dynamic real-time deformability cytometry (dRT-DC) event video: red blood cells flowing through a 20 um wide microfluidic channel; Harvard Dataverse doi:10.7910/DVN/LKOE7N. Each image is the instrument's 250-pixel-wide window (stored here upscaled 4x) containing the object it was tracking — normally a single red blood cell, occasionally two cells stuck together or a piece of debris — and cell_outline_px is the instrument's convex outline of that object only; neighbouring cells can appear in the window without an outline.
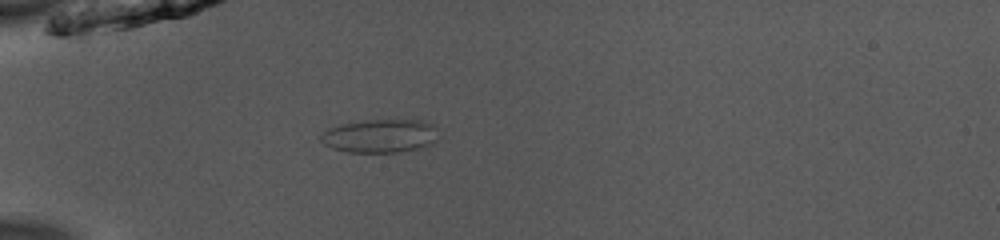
{"species": "common noctule bat (a hibernating species)", "species_latin": "Nyctalus noctula", "temperature_condition": "room temperature", "stored_images_in_passage": 37, "camera_frame_rate_fps": 3000, "um_per_image_px": 0.085, "animal": {"sex": "male", "body_mass_g": 13.0, "forearm_length_mm": 53.1}, "frame": {"image": 1, "passage_image": 1, "time_ms": 0.0, "image_size_px": [1000, 240], "cell_outline_px": [[436, 140], [432, 144], [416, 148], [396, 152], [348, 152], [332, 148], [324, 144], [320, 140], [320, 136], [328, 128], [340, 124], [360, 120], [424, 120], [432, 124]], "centroid_in_image_um": [32.24, 11.54], "position_along_channel_um": 52.8, "area_um2": 22.72}}
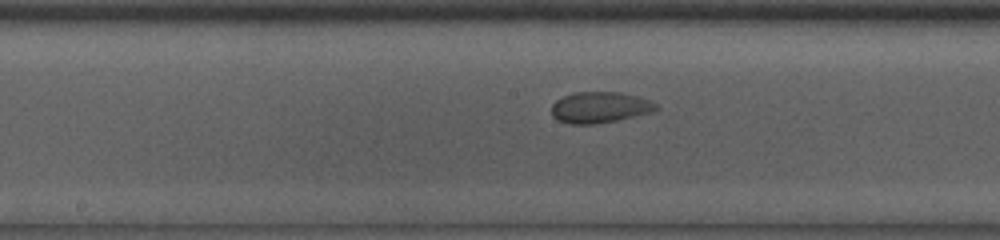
{"frame": {"image": 2, "passage_image": 13, "time_ms": 4.0, "image_size_px": [1000, 240], "cell_outline_px": [[660, 108], [648, 112], [616, 120], [592, 124], [568, 124], [556, 120], [552, 116], [552, 104], [556, 100], [572, 92], [620, 92], [652, 100]], "centroid_in_image_um": [50.94, 9.12], "position_along_channel_um": 197.3, "area_um2": 18.84}}
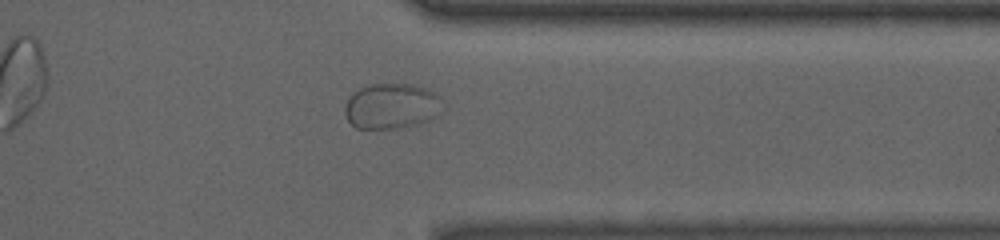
{"frame": {"image": 3, "passage_image": 27, "time_ms": 8.667, "image_size_px": [1000, 240], "cell_outline_px": [[448, 108], [436, 116], [420, 124], [404, 128], [356, 128], [348, 120], [344, 112], [344, 108], [348, 96], [352, 92], [368, 84], [412, 84], [428, 88], [436, 92], [448, 104]], "centroid_in_image_um": [33.38, 9.01], "position_along_channel_um": 378.0, "area_um2": 26.88}}